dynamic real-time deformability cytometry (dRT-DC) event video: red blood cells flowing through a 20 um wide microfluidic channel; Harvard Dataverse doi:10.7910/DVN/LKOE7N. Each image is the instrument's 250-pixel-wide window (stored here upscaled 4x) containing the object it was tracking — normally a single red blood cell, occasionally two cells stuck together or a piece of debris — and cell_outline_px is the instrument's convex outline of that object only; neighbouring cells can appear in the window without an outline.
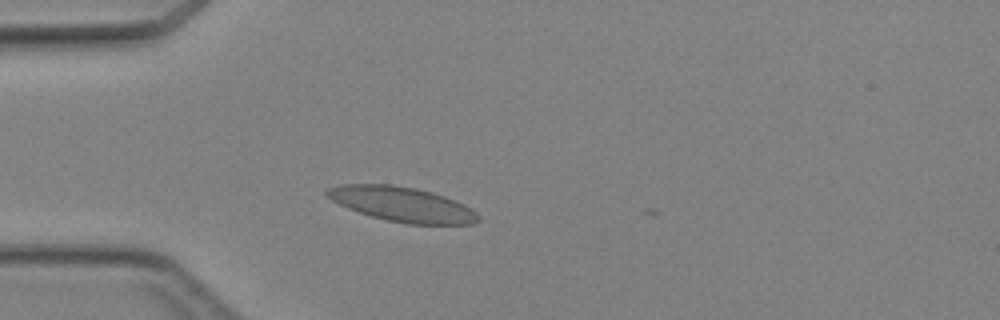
{"species": "Egyptian fruit bat (a non-hibernating species)", "species_latin": "Rousettus aegyptiacus", "temperature_condition": "cold", "stored_images_in_passage": 3, "camera_frame_rate_fps": 3000, "um_per_image_px": 0.085, "animal": {"sex": "female"}, "frame": {"image": 1, "passage_image": 1, "time_ms": 0.0, "image_size_px": [1000, 320], "cell_outline_px": [[480, 220], [472, 224], [408, 224], [388, 220], [372, 216], [348, 208], [324, 196], [324, 192], [328, 188], [340, 184], [392, 184], [416, 188], [432, 192], [444, 196], [464, 204], [472, 208], [480, 216]], "centroid_in_image_um": [34.18, 17.35], "position_along_channel_um": 50.8, "area_um2": 30.63}}